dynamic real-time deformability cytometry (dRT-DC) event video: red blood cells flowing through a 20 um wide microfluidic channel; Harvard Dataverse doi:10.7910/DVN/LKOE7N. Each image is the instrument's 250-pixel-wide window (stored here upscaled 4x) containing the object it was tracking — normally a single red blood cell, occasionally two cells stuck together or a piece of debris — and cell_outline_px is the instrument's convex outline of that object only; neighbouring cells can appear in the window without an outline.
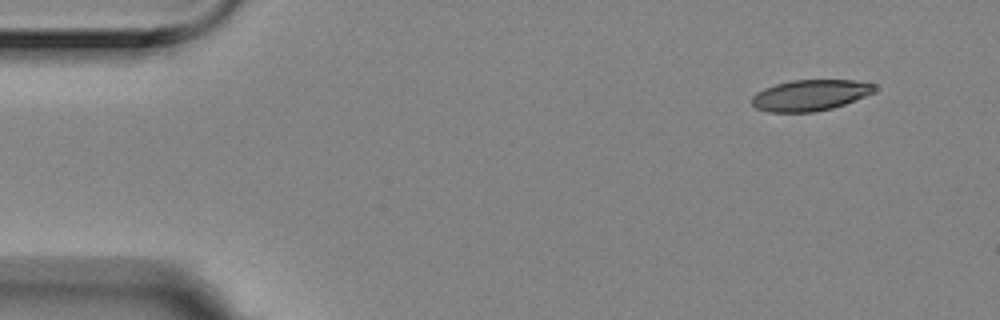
{"species": "Egyptian fruit bat (a non-hibernating species)", "species_latin": "Rousettus aegyptiacus", "temperature_condition": "room temperature", "stored_images_in_passage": 4, "camera_frame_rate_fps": 3000, "um_per_image_px": 0.085, "animal": {"sex": "female"}, "frame": {"image": 1, "passage_image": 1, "time_ms": 0.0, "image_size_px": [1000, 320], "cell_outline_px": [[880, 88], [876, 92], [844, 104], [832, 108], [816, 112], [768, 112], [756, 108], [752, 104], [752, 96], [756, 92], [764, 88], [776, 84], [792, 80], [852, 80], [876, 84]], "centroid_in_image_um": [68.9, 8.09], "position_along_channel_um": 16.1, "area_um2": 22.37}}
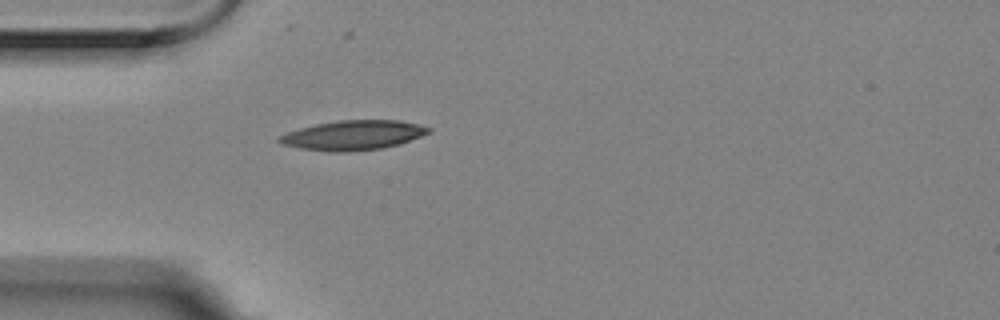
{"frame": {"image": 2, "passage_image": 4, "time_ms": 1.0, "image_size_px": [1000, 320], "cell_outline_px": [[432, 128], [428, 132], [420, 136], [400, 144], [380, 148], [348, 152], [332, 152], [300, 148], [284, 144], [276, 140], [276, 136], [300, 128], [316, 124], [336, 120], [400, 120]], "centroid_in_image_um": [29.98, 11.49], "position_along_channel_um": 55.0, "area_um2": 25.61}}